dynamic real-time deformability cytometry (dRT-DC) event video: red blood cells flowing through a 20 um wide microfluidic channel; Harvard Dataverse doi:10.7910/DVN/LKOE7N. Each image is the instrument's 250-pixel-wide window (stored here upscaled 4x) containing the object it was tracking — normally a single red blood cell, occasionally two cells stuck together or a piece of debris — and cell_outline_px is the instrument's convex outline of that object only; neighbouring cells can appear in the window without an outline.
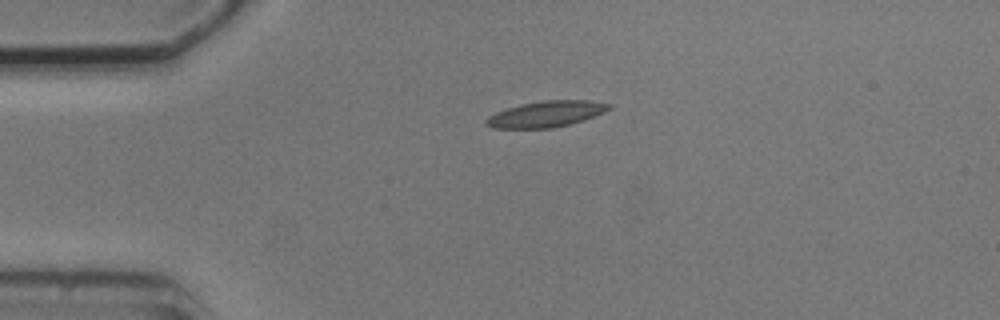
{"species": "common noctule bat (a hibernating species)", "species_latin": "Nyctalus noctula", "temperature_condition": "cold", "stored_images_in_passage": 3, "camera_frame_rate_fps": 3000, "um_per_image_px": 0.085, "animal": {"sex": "male", "body_mass_g": 20.5, "forearm_length_mm": 52.5}, "frame": {"image": 1, "passage_image": 1, "time_ms": 0.0, "image_size_px": [1000, 320], "cell_outline_px": [[612, 108], [604, 112], [584, 120], [552, 128], [492, 128], [484, 120], [488, 116], [496, 112], [520, 104], [544, 100], [592, 100], [612, 104]], "centroid_in_image_um": [46.46, 9.68], "position_along_channel_um": 38.5, "area_um2": 18.61}}
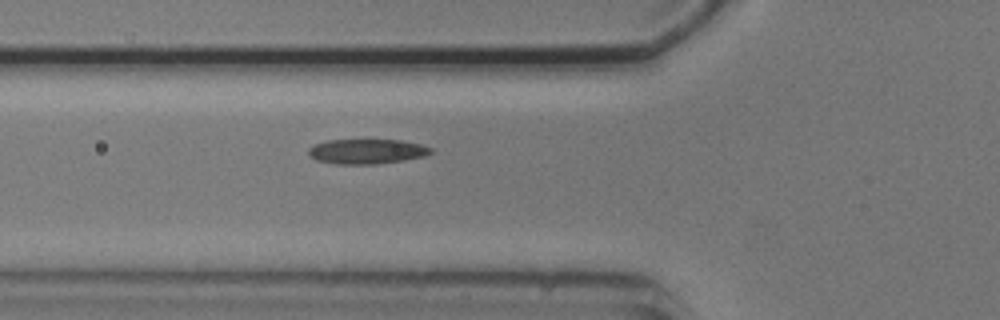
{"frame": {"image": 2, "passage_image": 3, "time_ms": 2.333, "image_size_px": [1000, 320], "cell_outline_px": [[432, 152], [424, 156], [404, 160], [376, 164], [336, 164], [316, 160], [308, 156], [308, 148], [316, 144], [328, 140], [400, 140], [420, 144], [432, 148]], "centroid_in_image_um": [31.15, 12.87], "position_along_channel_um": 94.6, "area_um2": 17.69}}